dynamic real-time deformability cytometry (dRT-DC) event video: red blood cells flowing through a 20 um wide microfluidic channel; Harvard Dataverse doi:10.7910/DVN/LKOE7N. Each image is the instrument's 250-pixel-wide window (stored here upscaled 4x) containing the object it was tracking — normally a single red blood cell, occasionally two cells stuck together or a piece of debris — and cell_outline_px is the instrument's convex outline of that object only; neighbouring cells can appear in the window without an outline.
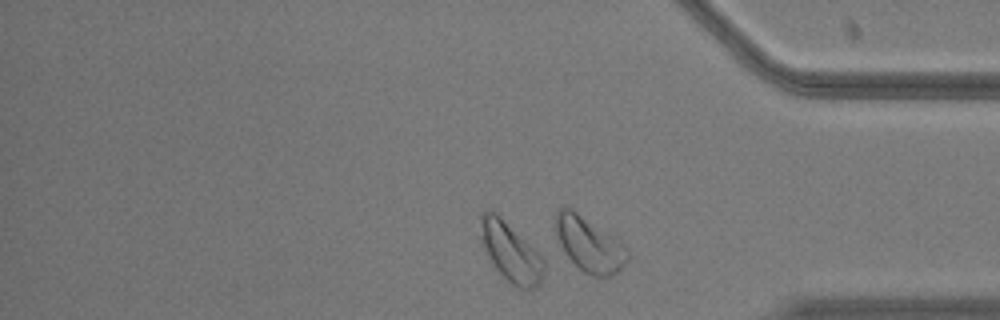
{"species": "common noctule bat (a hibernating species)", "species_latin": "Nyctalus noctula", "temperature_condition": "warm", "stored_images_in_passage": 32, "camera_frame_rate_fps": 3000, "um_per_image_px": 0.085, "animal": {"sex": "male", "body_mass_g": 20.5, "forearm_length_mm": 52.5}, "frame": {"image": 1, "passage_image": 32, "time_ms": 10.333, "image_size_px": [1000, 320], "cell_outline_px": [[544, 268], [540, 284], [536, 288], [520, 288], [512, 284], [492, 264], [480, 244], [480, 212], [496, 212], [544, 260]], "centroid_in_image_um": [43.35, 21.43], "position_along_channel_um": 391.8, "area_um2": 21.33}, "authors_computed_cell_mechanics": {"area_um2": 17.8602, "velocity_mm_per_s": 3.6621, "shape_relaxation_time_tau1_ms": 2.0637, "shape_relaxation_time_tau2_ms": null, "deformation_change_tau1": 0.0864, "deformation_change_tau2": null}}